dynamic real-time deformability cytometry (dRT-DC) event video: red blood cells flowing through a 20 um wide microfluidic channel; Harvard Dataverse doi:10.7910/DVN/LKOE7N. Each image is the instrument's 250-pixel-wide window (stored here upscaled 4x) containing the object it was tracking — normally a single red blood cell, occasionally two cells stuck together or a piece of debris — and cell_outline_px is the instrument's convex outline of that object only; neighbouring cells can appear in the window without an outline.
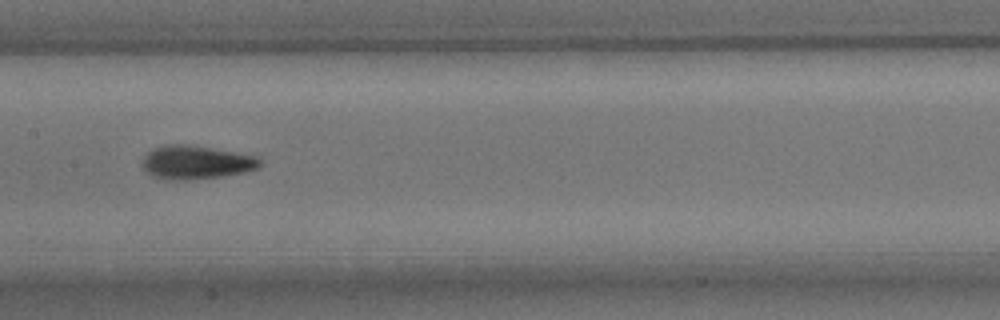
{"species": "common noctule bat (a hibernating species)", "species_latin": "Nyctalus noctula", "temperature_condition": "room temperature", "stored_images_in_passage": 6, "camera_frame_rate_fps": 3000, "um_per_image_px": 0.085, "animal": {"sex": "male", "body_mass_g": 15.6}, "frame": {"image": 1, "passage_image": 4, "time_ms": 4.333, "image_size_px": [1000, 320], "cell_outline_px": [[260, 164], [256, 168], [244, 172], [220, 176], [188, 180], [176, 180], [152, 176], [144, 168], [144, 156], [148, 152], [164, 144], [184, 144], [236, 152], [256, 156], [260, 160]], "centroid_in_image_um": [16.66, 13.79], "position_along_channel_um": 190.7, "area_um2": 22.48}}
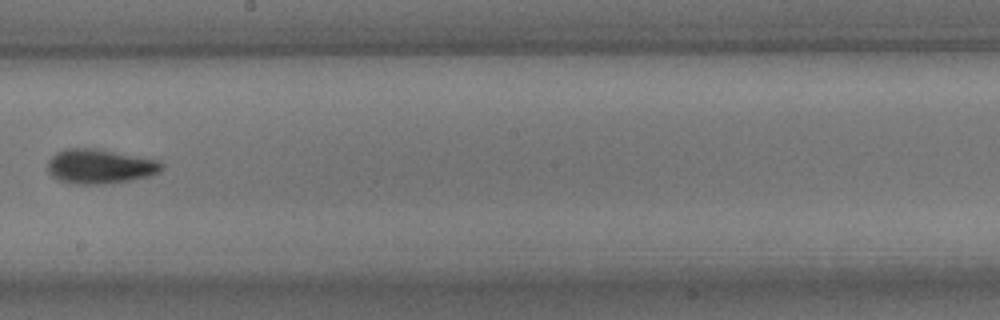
{"frame": {"image": 2, "passage_image": 5, "time_ms": 5.667, "image_size_px": [1000, 320], "cell_outline_px": [[164, 168], [160, 172], [148, 176], [128, 180], [104, 184], [76, 184], [60, 180], [52, 176], [48, 172], [48, 160], [56, 152], [64, 148], [92, 148], [160, 160], [164, 164]], "centroid_in_image_um": [8.49, 14.14], "position_along_channel_um": 239.7, "area_um2": 22.89}}
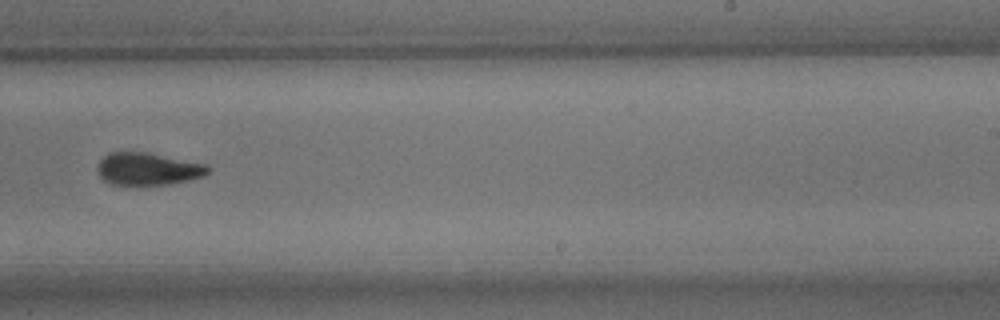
{"frame": {"image": 3, "passage_image": 6, "time_ms": 6.667, "image_size_px": [1000, 320], "cell_outline_px": [[212, 168], [204, 176], [188, 180], [168, 184], [112, 184], [104, 180], [100, 176], [96, 168], [100, 160], [108, 152], [148, 152], [208, 164]], "centroid_in_image_um": [12.6, 14.34], "position_along_channel_um": 276.4, "area_um2": 20.92}}